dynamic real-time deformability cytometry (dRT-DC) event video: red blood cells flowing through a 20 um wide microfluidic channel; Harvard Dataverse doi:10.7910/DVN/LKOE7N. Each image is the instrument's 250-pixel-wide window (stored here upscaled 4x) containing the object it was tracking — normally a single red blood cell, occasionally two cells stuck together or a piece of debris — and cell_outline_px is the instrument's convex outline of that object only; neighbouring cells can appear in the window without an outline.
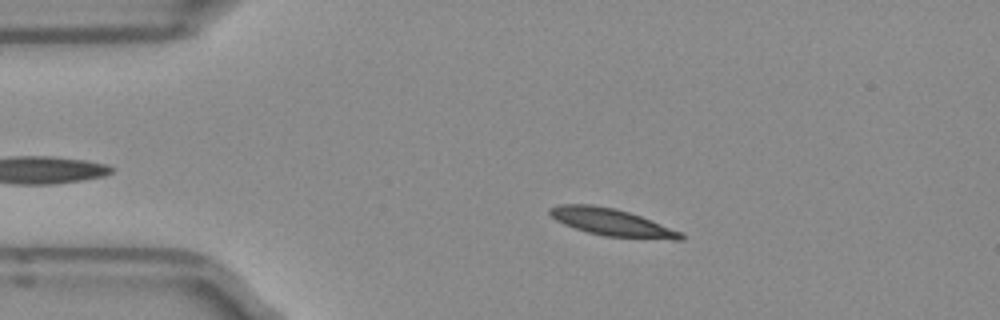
{"species": "Egyptian fruit bat (a non-hibernating species)", "species_latin": "Rousettus aegyptiacus", "temperature_condition": "room temperature", "stored_images_in_passage": 45, "camera_frame_rate_fps": 3000, "um_per_image_px": 0.085, "frame": {"image": 1, "passage_image": 9, "time_ms": 2.667, "image_size_px": [1000, 320], "cell_outline_px": [[684, 240], [672, 240], [604, 236], [588, 232], [564, 224], [556, 220], [548, 212], [548, 208], [560, 204], [592, 204], [616, 208], [640, 216], [680, 232], [684, 236]], "centroid_in_image_um": [51.97, 18.89], "position_along_channel_um": 33.0, "area_um2": 20.63}}
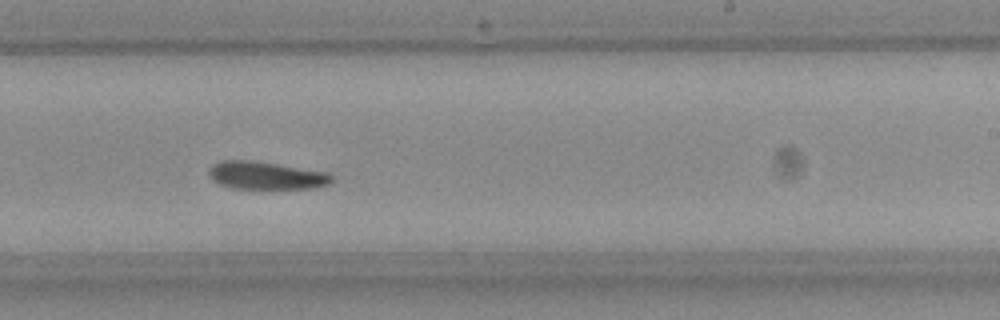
{"frame": {"image": 2, "passage_image": 30, "time_ms": 9.667, "image_size_px": [1000, 320], "cell_outline_px": [[332, 180], [328, 184], [312, 188], [232, 188], [220, 184], [212, 180], [208, 172], [208, 168], [212, 164], [220, 160], [252, 160], [328, 172], [332, 176]], "centroid_in_image_um": [22.56, 14.9], "position_along_channel_um": 266.4, "area_um2": 19.83}}
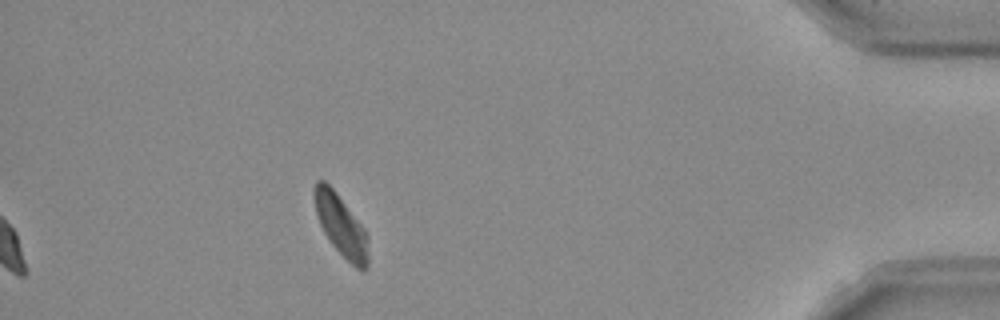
{"frame": {"image": 3, "passage_image": 45, "time_ms": 14.667, "image_size_px": [1000, 320], "cell_outline_px": [[368, 268], [364, 272], [356, 268], [332, 244], [324, 232], [320, 224], [316, 212], [312, 196], [312, 188], [316, 180], [324, 180], [332, 188], [364, 228], [368, 236]], "centroid_in_image_um": [28.97, 19.16], "position_along_channel_um": 406.2, "area_um2": 19.19}}